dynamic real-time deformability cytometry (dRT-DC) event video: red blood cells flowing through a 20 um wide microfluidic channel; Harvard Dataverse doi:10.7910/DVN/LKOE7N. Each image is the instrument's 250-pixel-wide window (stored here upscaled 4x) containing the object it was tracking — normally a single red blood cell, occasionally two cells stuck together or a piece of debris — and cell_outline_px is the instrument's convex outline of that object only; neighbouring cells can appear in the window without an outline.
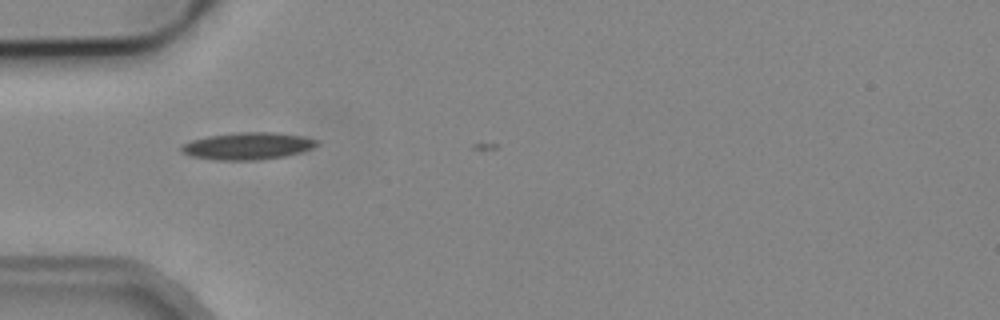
{"species": "common noctule bat (a hibernating species)", "species_latin": "Nyctalus noctula", "temperature_condition": "cold", "stored_images_in_passage": 2, "camera_frame_rate_fps": 3000, "um_per_image_px": 0.085, "animal": {"sex": "male", "body_mass_g": 19.2, "forearm_length_mm": 51.8}, "frame": {"image": 1, "passage_image": 1, "time_ms": 0.0, "image_size_px": [1000, 320], "cell_outline_px": [[320, 144], [312, 148], [300, 152], [284, 156], [260, 160], [216, 160], [192, 156], [180, 152], [180, 144], [192, 140], [208, 136], [240, 132], [276, 132], [304, 136], [320, 140]], "centroid_in_image_um": [21.07, 12.4], "position_along_channel_um": 63.9, "area_um2": 21.62}}